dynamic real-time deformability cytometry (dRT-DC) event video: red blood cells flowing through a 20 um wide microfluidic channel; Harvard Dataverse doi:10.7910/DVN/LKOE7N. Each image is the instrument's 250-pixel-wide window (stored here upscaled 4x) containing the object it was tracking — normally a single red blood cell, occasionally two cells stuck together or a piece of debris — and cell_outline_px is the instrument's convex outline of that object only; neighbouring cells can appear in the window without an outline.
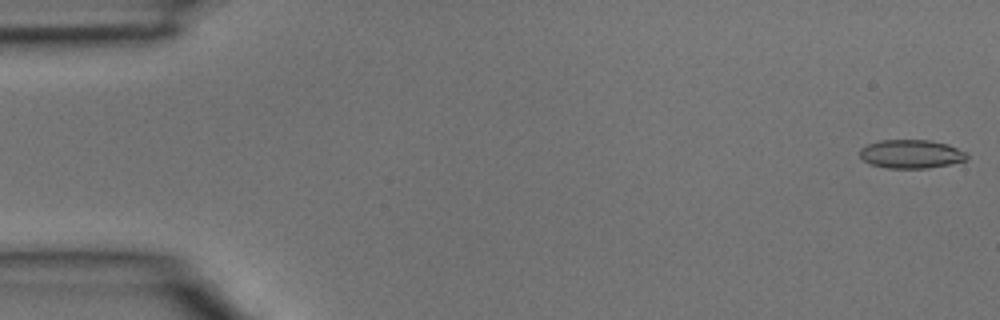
{"species": "common noctule bat (a hibernating species)", "species_latin": "Nyctalus noctula", "temperature_condition": "room temperature", "stored_images_in_passage": 3, "camera_frame_rate_fps": 3000, "um_per_image_px": 0.085, "animal": {"sex": "male", "body_mass_g": 15.6}, "frame": {"image": 1, "passage_image": 1, "time_ms": 0.0, "image_size_px": [1000, 320], "cell_outline_px": [[968, 160], [928, 168], [888, 168], [868, 164], [860, 156], [860, 148], [868, 144], [880, 140], [928, 140], [948, 144], [968, 152]], "centroid_in_image_um": [77.46, 13.09], "position_along_channel_um": 7.5, "area_um2": 17.98}}